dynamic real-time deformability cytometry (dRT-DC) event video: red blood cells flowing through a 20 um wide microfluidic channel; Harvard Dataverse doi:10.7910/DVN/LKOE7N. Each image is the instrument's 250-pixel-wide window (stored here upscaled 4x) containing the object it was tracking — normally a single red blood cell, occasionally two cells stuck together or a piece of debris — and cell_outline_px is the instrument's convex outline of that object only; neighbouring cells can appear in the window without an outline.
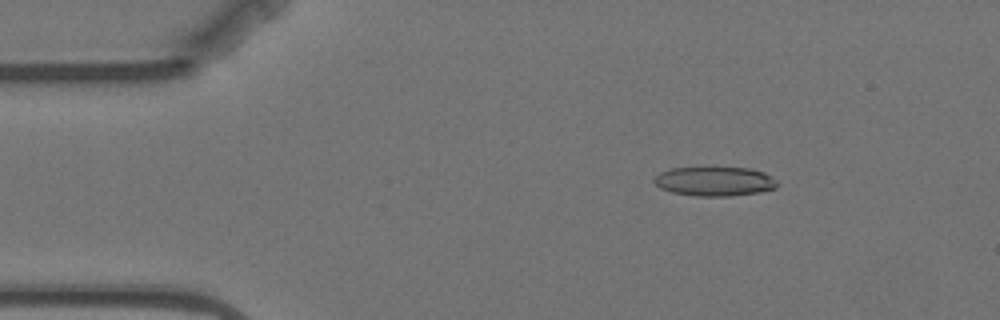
{"species": "Egyptian fruit bat (a non-hibernating species)", "species_latin": "Rousettus aegyptiacus", "temperature_condition": "warm", "stored_images_in_passage": 6, "segment_of_instrument_passage": [1, 2], "camera_frame_rate_fps": 3000, "um_per_image_px": 0.085, "animal": {"sex": "female"}, "frame": {"image": 1, "passage_image": 3, "time_ms": 2.333, "image_size_px": [1000, 320], "cell_outline_px": [[776, 188], [760, 192], [732, 196], [696, 196], [672, 192], [660, 188], [652, 180], [660, 172], [672, 168], [752, 168], [764, 172], [772, 176], [776, 180]], "centroid_in_image_um": [60.76, 15.42], "position_along_channel_um": 24.2, "area_um2": 20.98}}